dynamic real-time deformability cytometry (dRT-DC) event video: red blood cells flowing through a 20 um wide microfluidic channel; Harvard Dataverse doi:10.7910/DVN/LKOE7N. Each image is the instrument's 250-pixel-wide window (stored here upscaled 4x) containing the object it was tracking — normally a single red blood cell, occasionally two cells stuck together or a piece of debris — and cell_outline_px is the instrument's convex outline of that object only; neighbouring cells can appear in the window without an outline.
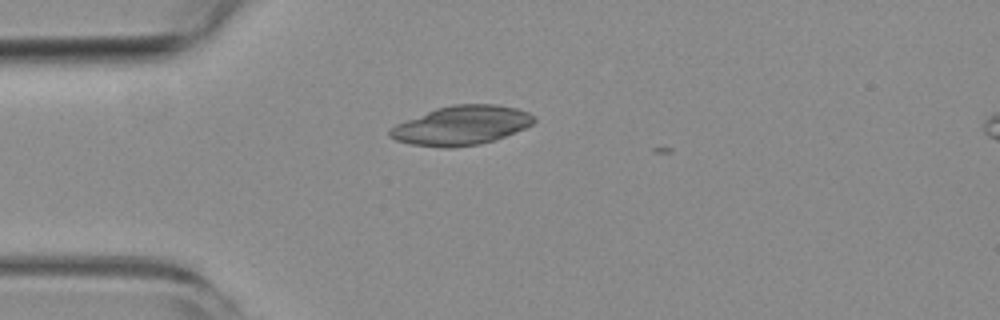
{"species": "common noctule bat (a hibernating species)", "species_latin": "Nyctalus noctula", "temperature_condition": "room temperature", "stored_images_in_passage": 6, "camera_frame_rate_fps": 3000, "um_per_image_px": 0.085, "animal": {"sex": "female", "body_mass_g": 19.3, "forearm_length_mm": 54.1}, "frame": {"image": 1, "passage_image": 3, "time_ms": 0.667, "image_size_px": [1000, 320], "cell_outline_px": [[536, 120], [532, 124], [524, 128], [504, 136], [480, 144], [452, 148], [444, 148], [412, 144], [396, 140], [388, 136], [388, 132], [396, 124], [436, 108], [452, 104], [496, 104], [516, 108], [528, 112], [536, 116]], "centroid_in_image_um": [39.22, 10.65], "position_along_channel_um": 45.8, "area_um2": 32.71}}